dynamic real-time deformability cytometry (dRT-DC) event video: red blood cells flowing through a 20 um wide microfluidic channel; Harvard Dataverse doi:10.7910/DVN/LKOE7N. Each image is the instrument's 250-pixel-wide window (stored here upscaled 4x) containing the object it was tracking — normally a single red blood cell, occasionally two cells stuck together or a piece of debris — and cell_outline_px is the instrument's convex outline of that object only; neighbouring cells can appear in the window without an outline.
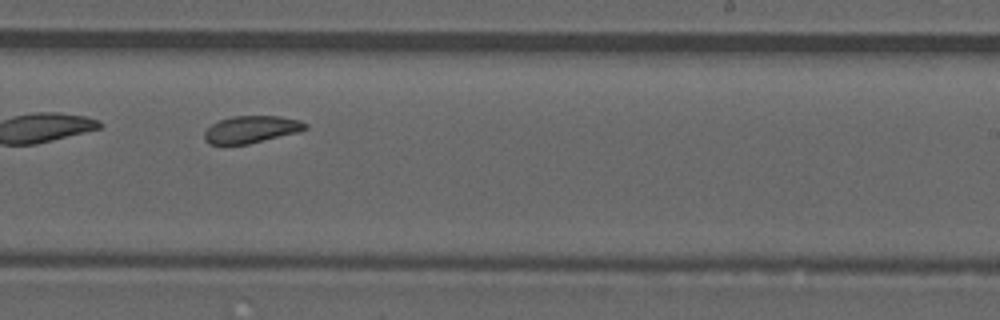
{"species": "common noctule bat (a hibernating species)", "species_latin": "Nyctalus noctula", "temperature_condition": "room temperature", "stored_images_in_passage": 35, "camera_frame_rate_fps": 3000, "um_per_image_px": 0.085, "animal": {"sex": "male", "forearm_length_mm": 52.5}, "frame": {"image": 1, "passage_image": 16, "time_ms": 5.0, "image_size_px": [1000, 320], "cell_outline_px": [[308, 128], [296, 132], [248, 144], [208, 144], [204, 140], [204, 132], [212, 124], [220, 120], [232, 116], [280, 116], [300, 120], [308, 124]], "centroid_in_image_um": [21.34, 10.99], "position_along_channel_um": 267.7, "area_um2": 15.84}}